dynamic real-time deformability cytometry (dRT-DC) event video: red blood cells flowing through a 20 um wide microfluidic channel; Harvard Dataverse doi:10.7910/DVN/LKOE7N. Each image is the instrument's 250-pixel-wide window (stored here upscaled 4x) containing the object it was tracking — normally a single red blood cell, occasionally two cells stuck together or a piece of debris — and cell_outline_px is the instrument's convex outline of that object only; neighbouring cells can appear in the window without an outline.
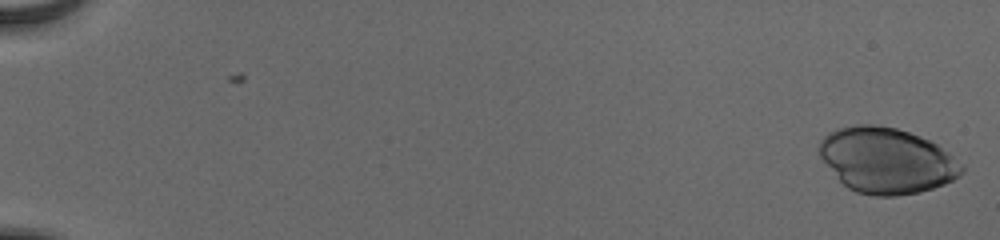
{"species": "human", "species_latin": "Homo sapiens", "temperature_condition": "cold", "stored_images_in_passage": 56, "camera_frame_rate_fps": 3000, "um_per_image_px": 0.085, "donor": {"sex": "male"}, "frame": {"image": 1, "passage_image": 2, "time_ms": 0.333, "image_size_px": [1000, 240], "cell_outline_px": [[964, 172], [960, 176], [944, 184], [920, 192], [896, 196], [872, 196], [856, 192], [848, 188], [840, 180], [820, 156], [820, 140], [828, 132], [840, 128], [856, 124], [872, 124], [896, 128], [920, 136], [936, 144], [948, 152], [964, 164]], "centroid_in_image_um": [75.4, 13.64], "position_along_channel_um": 9.6, "area_um2": 54.33}}
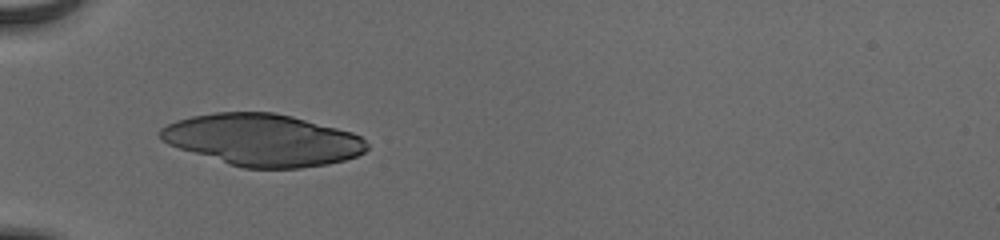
{"frame": {"image": 2, "passage_image": 21, "time_ms": 6.667, "image_size_px": [1000, 240], "cell_outline_px": [[368, 148], [364, 152], [356, 156], [344, 160], [328, 164], [300, 168], [244, 168], [228, 164], [168, 144], [160, 140], [160, 128], [176, 120], [192, 116], [216, 112], [272, 112], [292, 116], [352, 132], [360, 136], [368, 144]], "centroid_in_image_um": [22.32, 11.89], "position_along_channel_um": 62.7, "area_um2": 62.25}}